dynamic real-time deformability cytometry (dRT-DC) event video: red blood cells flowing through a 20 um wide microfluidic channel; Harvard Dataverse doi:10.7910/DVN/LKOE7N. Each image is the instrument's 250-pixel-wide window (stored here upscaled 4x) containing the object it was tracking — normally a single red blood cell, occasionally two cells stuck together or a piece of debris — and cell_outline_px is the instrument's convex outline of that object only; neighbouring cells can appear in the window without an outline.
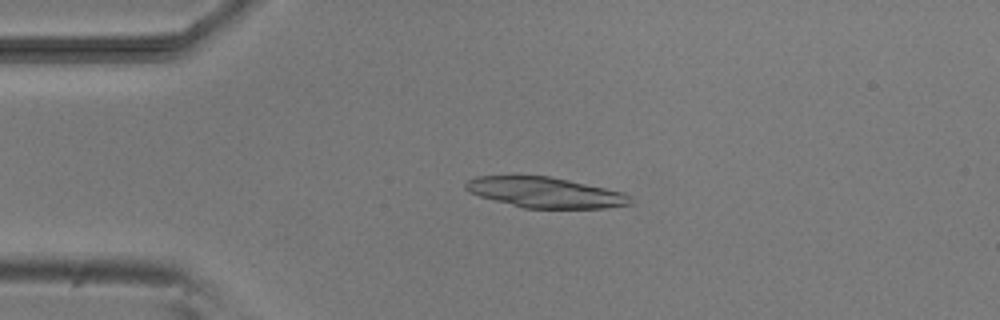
{"species": "common noctule bat (a hibernating species)", "species_latin": "Nyctalus noctula", "temperature_condition": "room temperature", "stored_images_in_passage": 4, "camera_frame_rate_fps": 3000, "um_per_image_px": 0.085, "animal": {"sex": "male", "body_mass_g": 20.5, "forearm_length_mm": 52.5}, "frame": {"image": 1, "passage_image": 3, "time_ms": 2.333, "image_size_px": [1000, 320], "cell_outline_px": [[632, 204], [608, 208], [524, 208], [480, 196], [468, 192], [464, 188], [464, 184], [468, 180], [476, 176], [548, 176], [568, 180], [624, 192], [632, 200]], "centroid_in_image_um": [46.34, 16.36], "position_along_channel_um": 38.7, "area_um2": 29.07}}